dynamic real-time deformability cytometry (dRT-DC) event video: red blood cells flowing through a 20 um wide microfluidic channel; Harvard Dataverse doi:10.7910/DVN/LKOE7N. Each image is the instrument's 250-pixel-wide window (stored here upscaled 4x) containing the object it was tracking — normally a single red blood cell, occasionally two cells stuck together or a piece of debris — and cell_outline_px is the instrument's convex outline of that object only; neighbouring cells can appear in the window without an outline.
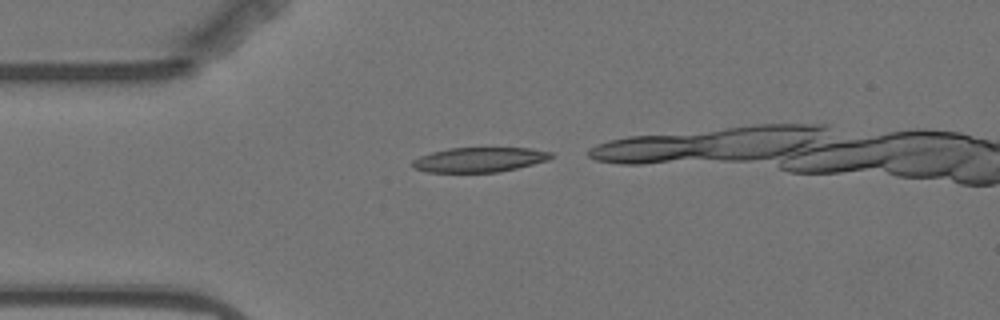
{"species": "Egyptian fruit bat (a non-hibernating species)", "species_latin": "Rousettus aegyptiacus", "temperature_condition": "warm", "stored_images_in_passage": 5, "camera_frame_rate_fps": 3000, "um_per_image_px": 0.085, "animal": {"sex": "female"}, "frame": {"image": 1, "passage_image": 1, "time_ms": 0.0, "image_size_px": [1000, 320], "cell_outline_px": [[552, 156], [548, 160], [516, 168], [496, 172], [424, 172], [412, 168], [412, 160], [420, 156], [432, 152], [448, 148], [532, 148], [552, 152]], "centroid_in_image_um": [40.71, 13.57], "position_along_channel_um": 44.3, "area_um2": 19.94}}